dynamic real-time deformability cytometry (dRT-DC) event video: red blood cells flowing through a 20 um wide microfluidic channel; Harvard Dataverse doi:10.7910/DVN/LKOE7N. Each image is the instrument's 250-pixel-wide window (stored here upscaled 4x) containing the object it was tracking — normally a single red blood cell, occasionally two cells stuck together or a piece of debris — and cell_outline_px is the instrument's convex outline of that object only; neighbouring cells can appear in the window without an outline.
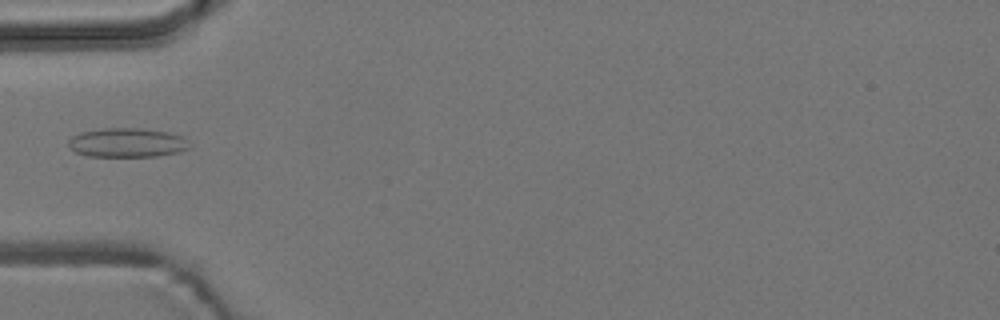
{"species": "common noctule bat (a hibernating species)", "species_latin": "Nyctalus noctula", "temperature_condition": "room temperature", "stored_images_in_passage": 6, "camera_frame_rate_fps": 3000, "um_per_image_px": 0.085, "animal": {"sex": "male", "body_mass_g": 19.2, "forearm_length_mm": 51.8}, "frame": {"image": 1, "passage_image": 6, "time_ms": 5.667, "image_size_px": [1000, 320], "cell_outline_px": [[192, 148], [180, 152], [156, 156], [88, 156], [76, 152], [68, 148], [68, 140], [72, 136], [80, 132], [104, 128], [140, 128], [168, 132], [184, 136], [192, 144]], "centroid_in_image_um": [10.85, 12.12], "position_along_channel_um": 74.1, "area_um2": 20.92}}